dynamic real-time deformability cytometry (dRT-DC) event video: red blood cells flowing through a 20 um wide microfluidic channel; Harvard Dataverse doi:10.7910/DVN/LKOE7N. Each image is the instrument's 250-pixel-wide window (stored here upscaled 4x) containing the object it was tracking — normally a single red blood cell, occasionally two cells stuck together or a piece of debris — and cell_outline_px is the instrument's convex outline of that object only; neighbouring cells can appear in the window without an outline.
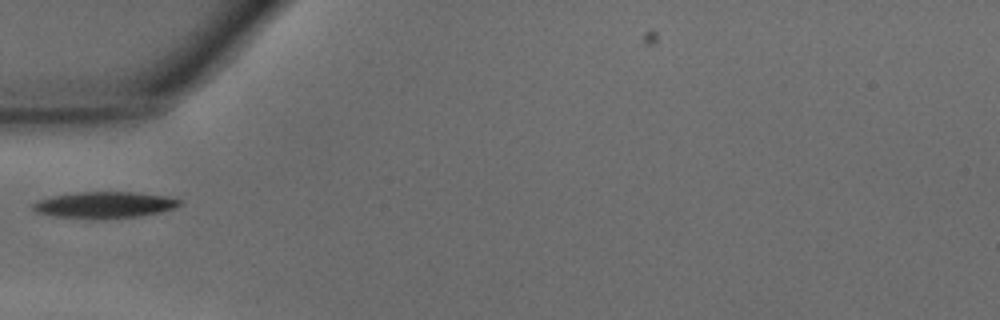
{"species": "common noctule bat (a hibernating species)", "species_latin": "Nyctalus noctula", "temperature_condition": "warm", "stored_images_in_passage": 19, "camera_frame_rate_fps": 3000, "um_per_image_px": 0.085, "animal": {"sex": "male", "body_mass_g": 15.6}, "frame": {"image": 1, "passage_image": 1, "time_ms": 0.0, "image_size_px": [1000, 320], "cell_outline_px": [[184, 204], [176, 208], [160, 212], [140, 216], [104, 220], [100, 220], [52, 216], [36, 212], [32, 208], [32, 204], [36, 200], [52, 196], [76, 192], [136, 192], [168, 196], [184, 200]], "centroid_in_image_um": [8.93, 17.43], "position_along_channel_um": 76.1, "area_um2": 23.24}}
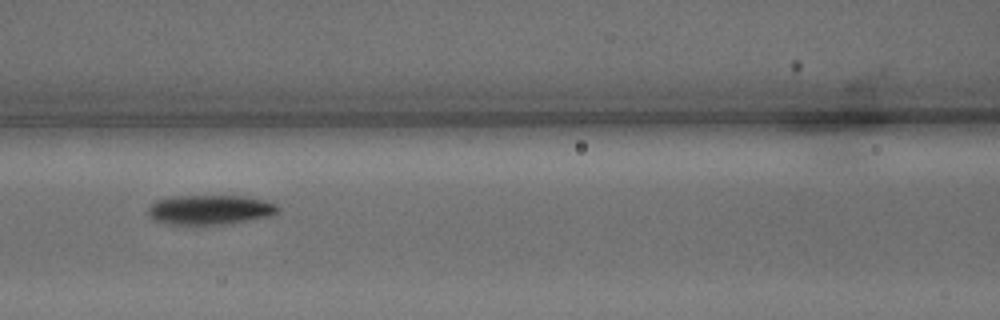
{"frame": {"image": 2, "passage_image": 6, "time_ms": 1.667, "image_size_px": [1000, 320], "cell_outline_px": [[280, 208], [276, 212], [268, 216], [248, 220], [224, 224], [196, 228], [164, 224], [152, 220], [148, 216], [148, 208], [156, 200], [176, 196], [240, 196], [264, 200], [276, 204]], "centroid_in_image_um": [17.74, 17.88], "position_along_channel_um": 148.9, "area_um2": 23.12}}